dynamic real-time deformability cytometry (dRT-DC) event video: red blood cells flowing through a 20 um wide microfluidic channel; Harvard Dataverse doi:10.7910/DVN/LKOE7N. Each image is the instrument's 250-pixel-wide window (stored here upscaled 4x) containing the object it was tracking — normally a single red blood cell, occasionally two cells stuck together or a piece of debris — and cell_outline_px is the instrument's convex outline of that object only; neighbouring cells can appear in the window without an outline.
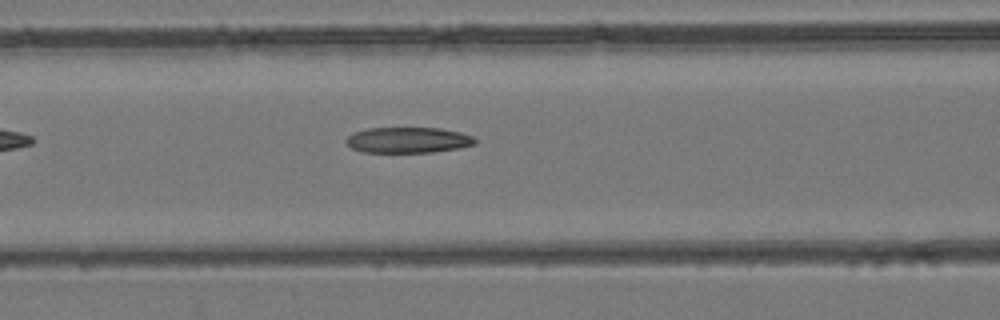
{"species": "common noctule bat (a hibernating species)", "species_latin": "Nyctalus noctula", "temperature_condition": "room temperature", "stored_images_in_passage": 34, "camera_frame_rate_fps": 3000, "um_per_image_px": 0.085, "animal": {"sex": "female", "body_mass_g": 24.6, "forearm_length_mm": 56.2}, "frame": {"image": 1, "passage_image": 5, "time_ms": 1.333, "image_size_px": [1000, 320], "cell_outline_px": [[476, 144], [460, 148], [432, 152], [364, 152], [352, 148], [344, 140], [348, 136], [356, 132], [368, 128], [440, 128], [460, 132], [472, 136], [476, 140]], "centroid_in_image_um": [34.71, 11.9], "position_along_channel_um": 131.9, "area_um2": 19.25}}
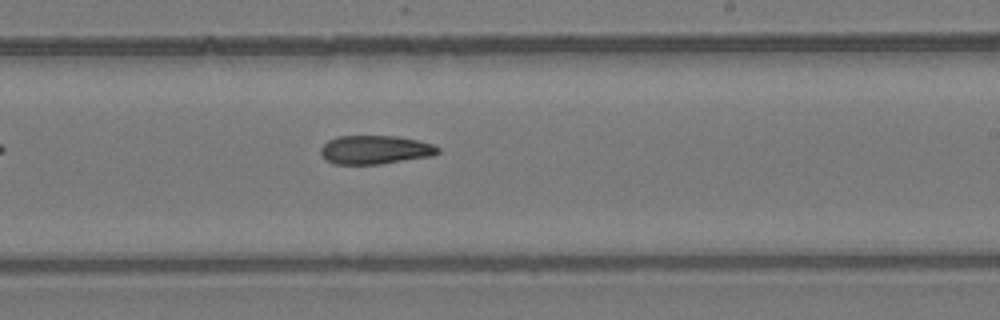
{"frame": {"image": 2, "passage_image": 14, "time_ms": 4.333, "image_size_px": [1000, 320], "cell_outline_px": [[440, 152], [432, 156], [380, 164], [336, 164], [328, 160], [320, 152], [320, 148], [328, 140], [336, 136], [400, 136], [432, 144], [440, 148]], "centroid_in_image_um": [31.9, 12.72], "position_along_channel_um": 257.1, "area_um2": 19.54}}
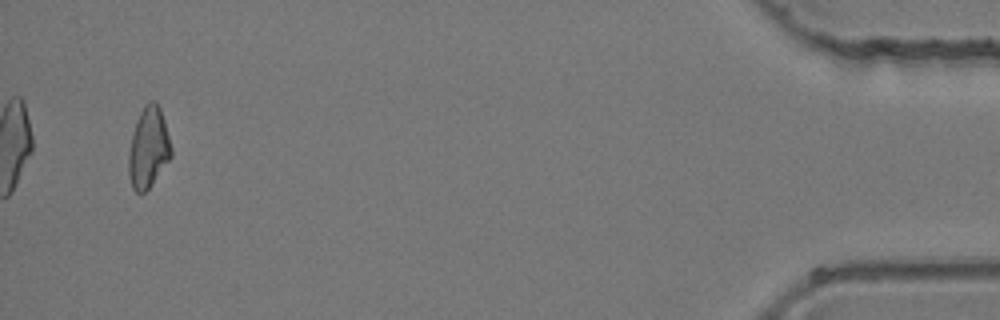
{"frame": {"image": 3, "passage_image": 32, "time_ms": 10.333, "image_size_px": [1000, 320], "cell_outline_px": [[172, 156], [148, 188], [144, 192], [136, 192], [132, 188], [128, 172], [128, 152], [136, 120], [144, 104], [148, 100], [156, 100], [160, 108], [164, 120], [172, 148]], "centroid_in_image_um": [12.61, 12.52], "position_along_channel_um": 422.6, "area_um2": 20.0}}